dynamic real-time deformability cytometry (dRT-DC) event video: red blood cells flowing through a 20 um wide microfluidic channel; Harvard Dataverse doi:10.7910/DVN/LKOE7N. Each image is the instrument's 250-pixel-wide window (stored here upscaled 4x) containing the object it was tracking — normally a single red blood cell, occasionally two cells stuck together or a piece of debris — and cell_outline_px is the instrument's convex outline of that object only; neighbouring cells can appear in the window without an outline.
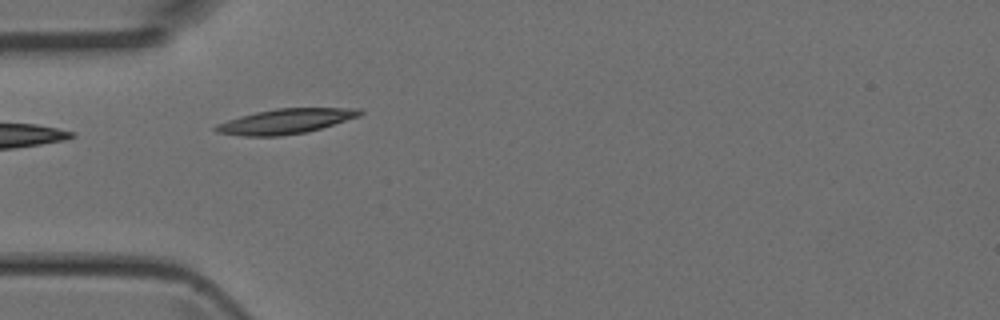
{"species": "Egyptian fruit bat (a non-hibernating species)", "species_latin": "Rousettus aegyptiacus", "temperature_condition": "room temperature", "stored_images_in_passage": 2, "camera_frame_rate_fps": 3000, "um_per_image_px": 0.085, "animal": {"sex": "female"}, "frame": {"image": 1, "passage_image": 1, "time_ms": 0.0, "image_size_px": [1000, 320], "cell_outline_px": [[364, 112], [360, 116], [308, 132], [280, 136], [244, 136], [216, 132], [212, 128], [216, 124], [240, 116], [256, 112], [276, 108], [360, 108]], "centroid_in_image_um": [24.28, 10.31], "position_along_channel_um": 60.7, "area_um2": 20.98}}
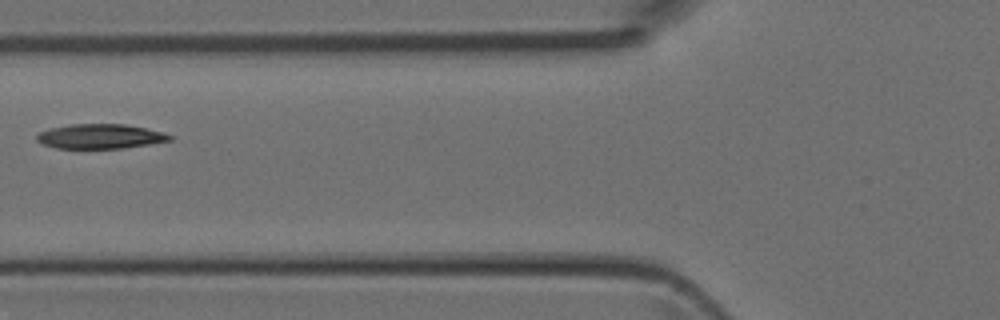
{"frame": {"image": 2, "passage_image": 2, "time_ms": 0.333, "image_size_px": [1000, 320], "cell_outline_px": [[172, 140], [124, 148], [56, 148], [40, 144], [36, 140], [36, 136], [40, 132], [48, 128], [72, 124], [124, 124], [144, 128], [160, 132], [172, 136]], "centroid_in_image_um": [8.45, 11.59], "position_along_channel_um": 117.4, "area_um2": 18.96}}